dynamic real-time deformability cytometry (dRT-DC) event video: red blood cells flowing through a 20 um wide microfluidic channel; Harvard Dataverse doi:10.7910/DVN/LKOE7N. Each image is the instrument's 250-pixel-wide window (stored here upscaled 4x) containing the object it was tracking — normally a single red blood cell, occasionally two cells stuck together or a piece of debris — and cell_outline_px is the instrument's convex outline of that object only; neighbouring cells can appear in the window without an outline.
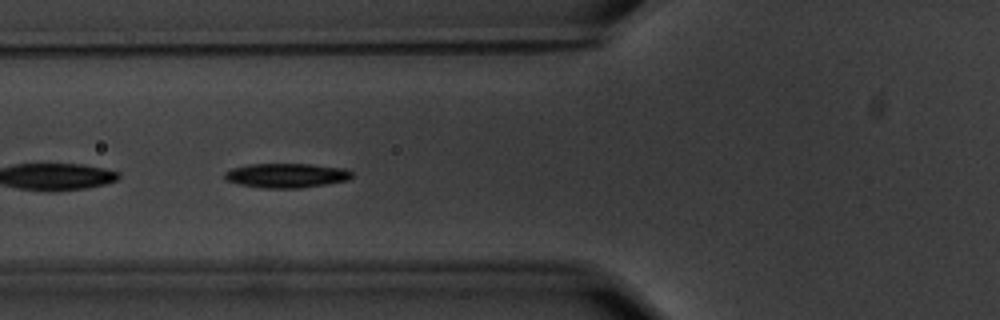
{"species": "common noctule bat (a hibernating species)", "species_latin": "Nyctalus noctula", "temperature_condition": "warm", "stored_images_in_passage": 42, "camera_frame_rate_fps": 3000, "um_per_image_px": 0.085, "animal": {"sex": "male", "body_mass_g": 20.1, "forearm_length_mm": 53.5}, "frame": {"image": 1, "passage_image": 7, "time_ms": 2.0, "image_size_px": [1000, 320], "cell_outline_px": [[352, 176], [348, 180], [300, 188], [260, 188], [240, 184], [224, 180], [224, 172], [232, 168], [248, 164], [312, 164], [344, 168], [352, 172]], "centroid_in_image_um": [24.31, 14.91], "position_along_channel_um": 101.5, "area_um2": 18.15}}
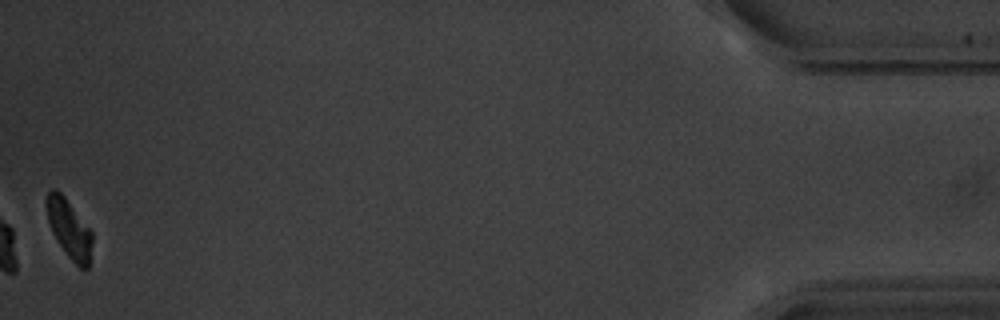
{"frame": {"image": 2, "passage_image": 42, "time_ms": 13.667, "image_size_px": [1000, 320], "cell_outline_px": [[92, 240], [88, 268], [80, 268], [68, 256], [52, 232], [48, 220], [44, 200], [48, 192], [52, 188], [56, 188], [64, 196], [92, 232]], "centroid_in_image_um": [5.85, 19.4], "position_along_channel_um": 429.4, "area_um2": 15.37}, "authors_computed_cell_mechanics": {"area_um2": 18.0047, "velocity_mm_per_s": 3.5344, "shape_relaxation_time_tau1_ms": 1.4413, "shape_relaxation_time_tau2_ms": null, "deformation_change_tau1": 0.136, "deformation_change_tau2": null}}